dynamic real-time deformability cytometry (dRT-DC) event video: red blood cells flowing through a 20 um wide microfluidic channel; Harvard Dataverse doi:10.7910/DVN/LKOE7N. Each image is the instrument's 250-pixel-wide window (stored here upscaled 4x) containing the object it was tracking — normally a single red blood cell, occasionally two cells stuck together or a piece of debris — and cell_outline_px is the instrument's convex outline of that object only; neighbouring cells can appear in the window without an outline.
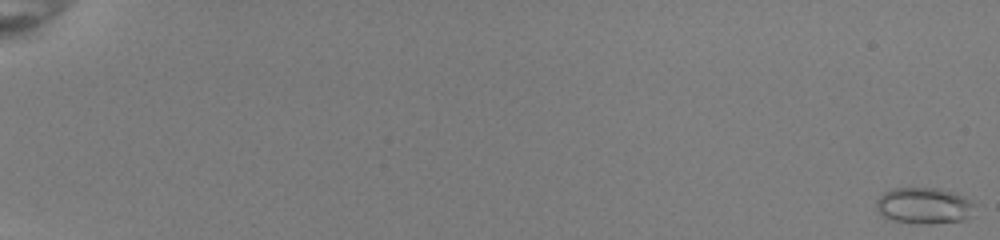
{"species": "common noctule bat (a hibernating species)", "species_latin": "Nyctalus noctula", "temperature_condition": "room temperature", "stored_images_in_passage": 54, "camera_frame_rate_fps": 3000, "um_per_image_px": 0.085, "animal": {"sex": "female", "body_mass_g": 22.0, "forearm_length_mm": 56.7}, "frame": {"image": 1, "passage_image": 1, "time_ms": 0.0, "image_size_px": [1000, 240], "cell_outline_px": [[976, 204], [968, 216], [964, 220], [928, 224], [920, 224], [892, 220], [884, 216], [876, 208], [876, 200], [884, 192], [892, 188], [936, 188], [956, 192]], "centroid_in_image_um": [78.53, 17.47], "position_along_channel_um": 6.5, "area_um2": 20.75}}
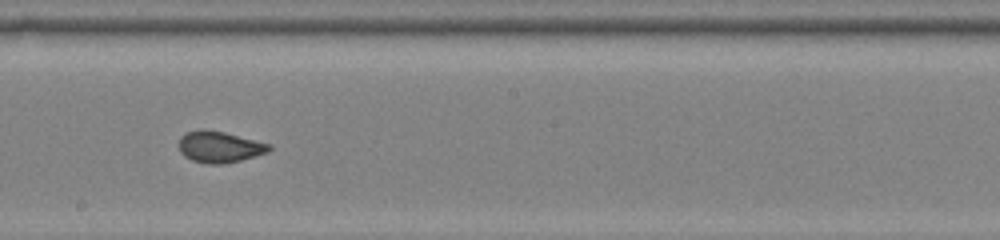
{"frame": {"image": 2, "passage_image": 34, "time_ms": 11.0, "image_size_px": [1000, 240], "cell_outline_px": [[272, 148], [268, 152], [240, 160], [224, 164], [208, 164], [192, 160], [184, 156], [180, 152], [180, 136], [188, 132], [200, 128], [204, 128], [224, 132], [272, 144]], "centroid_in_image_um": [18.66, 12.48], "position_along_channel_um": 229.5, "area_um2": 16.53}}
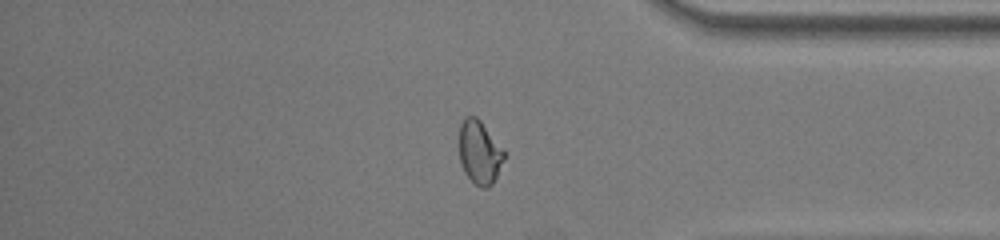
{"frame": {"image": 3, "passage_image": 47, "time_ms": 15.333, "image_size_px": [1000, 240], "cell_outline_px": [[504, 160], [492, 184], [488, 188], [480, 188], [464, 172], [460, 160], [460, 124], [464, 116], [476, 116], [480, 120], [504, 152]], "centroid_in_image_um": [40.74, 12.95], "position_along_channel_um": 394.5, "area_um2": 16.24}, "authors_computed_cell_mechanics": {"area_um2": 17.5423, "velocity_mm_per_s": 4.0083, "shape_relaxation_time_tau1_ms": 4.8966, "shape_relaxation_time_tau2_ms": null, "deformation_change_tau1": 0.1246, "deformation_change_tau2": null}}